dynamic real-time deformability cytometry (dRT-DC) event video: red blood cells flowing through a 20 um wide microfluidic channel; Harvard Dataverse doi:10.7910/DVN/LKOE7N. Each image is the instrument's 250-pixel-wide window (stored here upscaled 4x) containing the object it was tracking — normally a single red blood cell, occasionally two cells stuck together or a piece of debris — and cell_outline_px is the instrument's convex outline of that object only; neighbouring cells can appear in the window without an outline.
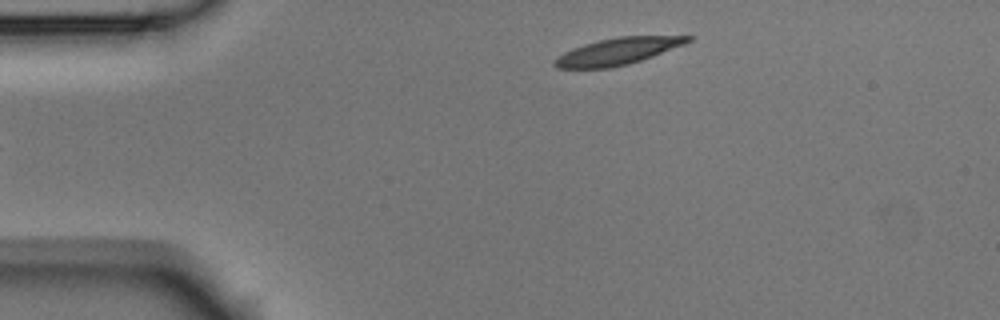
{"species": "Egyptian fruit bat (a non-hibernating species)", "species_latin": "Rousettus aegyptiacus", "temperature_condition": "room temperature", "stored_images_in_passage": 5, "segment_of_instrument_passage": [2, 2], "camera_frame_rate_fps": 3000, "um_per_image_px": 0.085, "animal": {"sex": "male"}, "frame": {"image": 1, "passage_image": 5, "time_ms": 1.333, "image_size_px": [1000, 320], "cell_outline_px": [[692, 40], [684, 44], [652, 56], [628, 64], [608, 68], [556, 68], [552, 64], [552, 60], [556, 56], [572, 48], [584, 44], [616, 36], [692, 36]], "centroid_in_image_um": [52.43, 4.36], "position_along_channel_um": 32.6, "area_um2": 20.69}}